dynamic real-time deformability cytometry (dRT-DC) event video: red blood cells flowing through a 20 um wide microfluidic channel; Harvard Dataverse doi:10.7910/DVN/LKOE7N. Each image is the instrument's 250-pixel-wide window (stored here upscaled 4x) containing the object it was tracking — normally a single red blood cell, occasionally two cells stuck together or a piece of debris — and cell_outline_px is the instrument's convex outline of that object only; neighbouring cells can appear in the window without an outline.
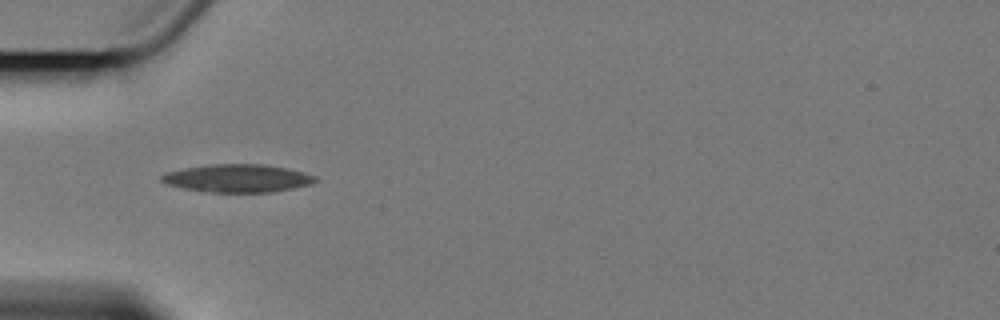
{"species": "Egyptian fruit bat (a non-hibernating species)", "species_latin": "Rousettus aegyptiacus", "temperature_condition": "cold", "stored_images_in_passage": 3, "camera_frame_rate_fps": 3000, "um_per_image_px": 0.085, "animal": {"sex": "female"}, "frame": {"image": 1, "passage_image": 2, "time_ms": 2.0, "image_size_px": [1000, 320], "cell_outline_px": [[320, 180], [312, 184], [272, 192], [212, 192], [184, 188], [168, 184], [160, 180], [160, 176], [164, 172], [184, 168], [212, 164], [264, 164], [304, 172], [316, 176]], "centroid_in_image_um": [20.21, 15.15], "position_along_channel_um": 64.8, "area_um2": 24.97}}
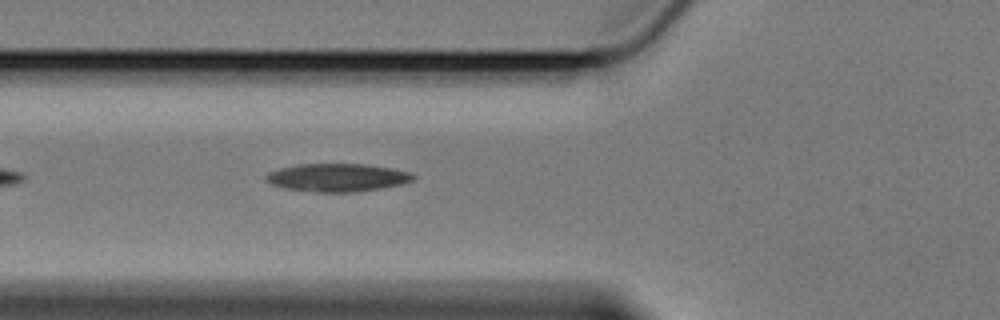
{"frame": {"image": 2, "passage_image": 3, "time_ms": 3.0, "image_size_px": [1000, 320], "cell_outline_px": [[416, 176], [412, 180], [404, 184], [356, 192], [316, 192], [284, 188], [272, 184], [264, 180], [264, 176], [268, 172], [280, 168], [300, 164], [364, 164], [412, 172]], "centroid_in_image_um": [28.66, 15.09], "position_along_channel_um": 97.1, "area_um2": 24.04}}